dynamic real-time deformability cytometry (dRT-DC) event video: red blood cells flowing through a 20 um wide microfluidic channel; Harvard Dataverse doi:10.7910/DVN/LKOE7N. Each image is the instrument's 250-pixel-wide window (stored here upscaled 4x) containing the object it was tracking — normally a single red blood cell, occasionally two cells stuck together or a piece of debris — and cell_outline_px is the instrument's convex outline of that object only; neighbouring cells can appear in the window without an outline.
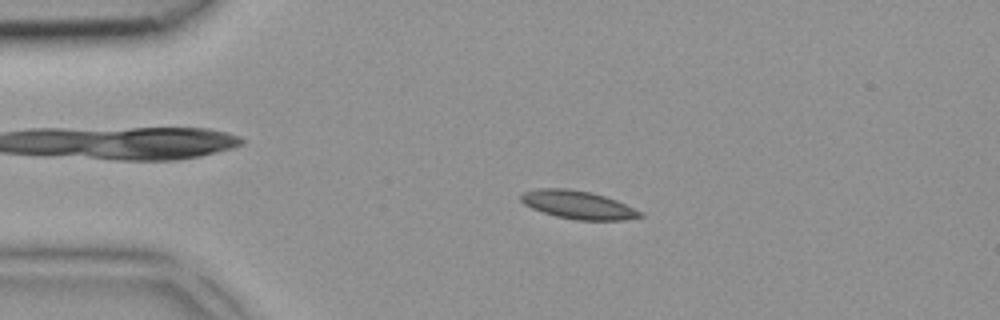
{"species": "common noctule bat (a hibernating species)", "species_latin": "Nyctalus noctula", "temperature_condition": "room temperature", "stored_images_in_passage": 3, "camera_frame_rate_fps": 3000, "um_per_image_px": 0.085, "animal": {"sex": "female", "body_mass_g": 18.4}, "frame": {"image": 1, "passage_image": 2, "time_ms": 0.333, "image_size_px": [1000, 320], "cell_outline_px": [[644, 216], [624, 220], [576, 220], [556, 216], [532, 208], [524, 204], [520, 200], [520, 196], [524, 192], [540, 188], [568, 188], [592, 192], [616, 200], [644, 212]], "centroid_in_image_um": [49.16, 17.41], "position_along_channel_um": 35.8, "area_um2": 19.59}}